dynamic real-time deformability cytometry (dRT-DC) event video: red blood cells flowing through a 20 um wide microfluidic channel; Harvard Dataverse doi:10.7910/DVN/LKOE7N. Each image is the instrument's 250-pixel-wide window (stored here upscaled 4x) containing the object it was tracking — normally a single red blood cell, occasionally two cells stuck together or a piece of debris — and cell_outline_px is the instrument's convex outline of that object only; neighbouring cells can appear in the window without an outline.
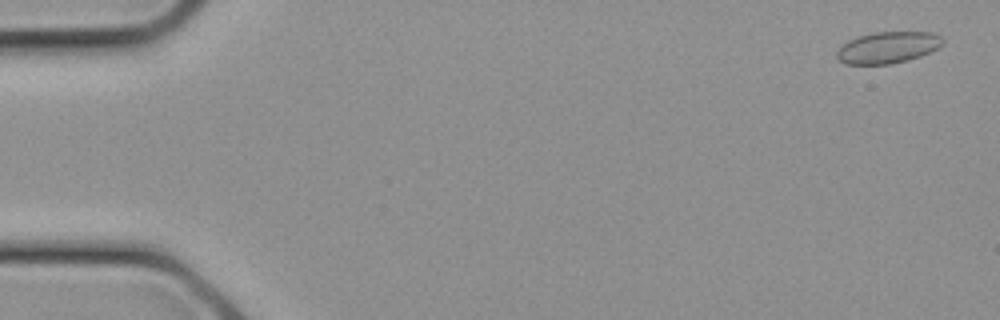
{"species": "common noctule bat (a hibernating species)", "species_latin": "Nyctalus noctula", "temperature_condition": "cold", "stored_images_in_passage": 5, "camera_frame_rate_fps": 3000, "um_per_image_px": 0.085, "animal": {"sex": "female", "body_mass_g": 21.9}, "frame": {"image": 1, "passage_image": 1, "time_ms": 0.0, "image_size_px": [1000, 320], "cell_outline_px": [[944, 44], [920, 56], [908, 60], [892, 64], [844, 64], [836, 60], [836, 52], [848, 40], [872, 32], [932, 32], [940, 36], [944, 40]], "centroid_in_image_um": [75.44, 4.04], "position_along_channel_um": 9.6, "area_um2": 19.48}}